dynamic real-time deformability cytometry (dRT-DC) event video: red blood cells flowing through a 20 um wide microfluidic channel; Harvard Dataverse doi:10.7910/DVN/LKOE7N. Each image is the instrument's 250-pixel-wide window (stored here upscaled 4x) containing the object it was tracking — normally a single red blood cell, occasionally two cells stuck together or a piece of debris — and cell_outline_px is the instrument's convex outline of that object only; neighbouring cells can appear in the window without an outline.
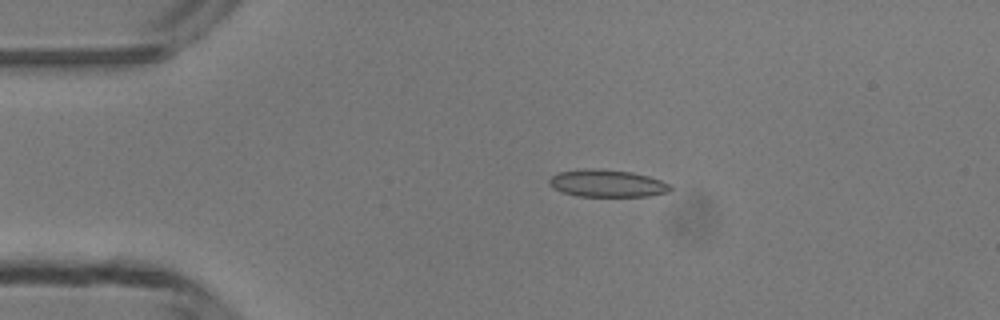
{"species": "common noctule bat (a hibernating species)", "species_latin": "Nyctalus noctula", "temperature_condition": "room temperature", "stored_images_in_passage": 4, "camera_frame_rate_fps": 3000, "um_per_image_px": 0.085, "animal": {"sex": "male", "body_mass_g": 13.3}, "frame": {"image": 1, "passage_image": 3, "time_ms": 2.333, "image_size_px": [1000, 320], "cell_outline_px": [[672, 188], [668, 192], [648, 196], [576, 196], [552, 188], [548, 184], [548, 180], [556, 172], [584, 168], [600, 168], [632, 172], [648, 176], [660, 180], [668, 184]], "centroid_in_image_um": [51.55, 15.57], "position_along_channel_um": 33.4, "area_um2": 19.42}}